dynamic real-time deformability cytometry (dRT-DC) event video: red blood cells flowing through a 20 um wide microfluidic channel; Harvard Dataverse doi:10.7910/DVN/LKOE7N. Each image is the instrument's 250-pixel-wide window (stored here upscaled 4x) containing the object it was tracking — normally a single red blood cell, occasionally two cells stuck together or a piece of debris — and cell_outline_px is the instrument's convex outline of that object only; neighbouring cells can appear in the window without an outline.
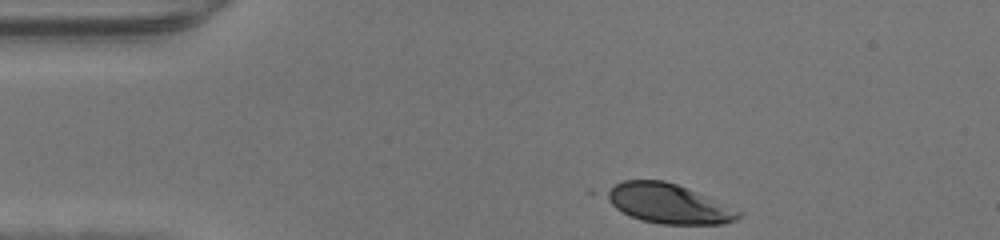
{"species": "human", "species_latin": "Homo sapiens", "temperature_condition": "warm", "stored_images_in_passage": 31, "camera_frame_rate_fps": 3000, "um_per_image_px": 0.085, "donor": {"sex": "male"}, "frame": {"image": 1, "passage_image": 1, "time_ms": 0.0, "image_size_px": [1000, 240], "cell_outline_px": [[744, 212], [736, 220], [724, 224], [660, 224], [640, 220], [616, 208], [600, 192], [624, 180], [664, 180], [676, 184], [708, 196]], "centroid_in_image_um": [56.81, 17.3], "position_along_channel_um": 28.2, "area_um2": 30.58}}
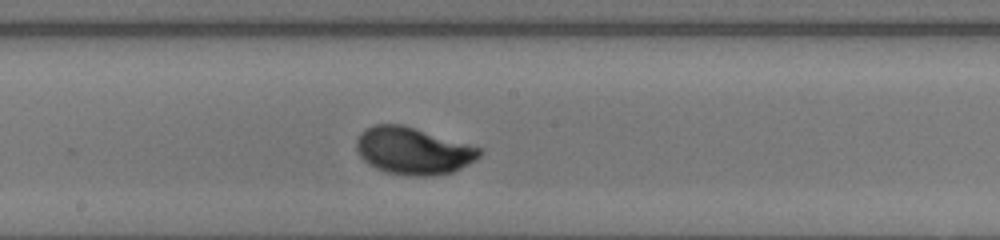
{"frame": {"image": 2, "passage_image": 18, "time_ms": 5.667, "image_size_px": [1000, 240], "cell_outline_px": [[484, 152], [476, 160], [452, 172], [432, 176], [408, 176], [384, 172], [368, 164], [356, 152], [356, 140], [360, 132], [364, 128], [372, 124], [400, 124], [468, 144], [480, 148]], "centroid_in_image_um": [35.07, 12.83], "position_along_channel_um": 213.1, "area_um2": 33.87}}
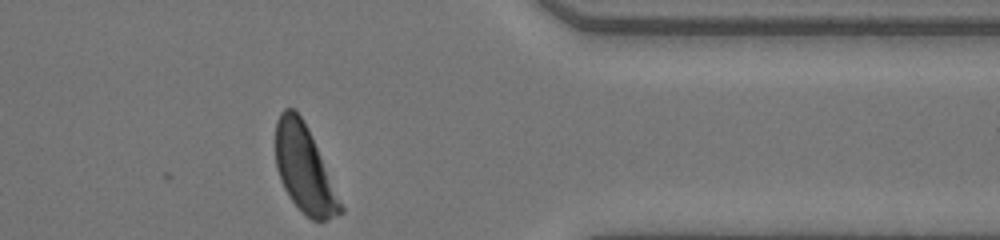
{"frame": {"image": 3, "passage_image": 31, "time_ms": 10.0, "image_size_px": [1000, 240], "cell_outline_px": [[344, 212], [324, 220], [312, 220], [292, 200], [284, 188], [280, 180], [276, 168], [276, 120], [280, 112], [284, 108], [292, 108], [300, 116], [316, 148], [344, 208]], "centroid_in_image_um": [25.83, 14.37], "position_along_channel_um": 385.6, "area_um2": 31.67}}